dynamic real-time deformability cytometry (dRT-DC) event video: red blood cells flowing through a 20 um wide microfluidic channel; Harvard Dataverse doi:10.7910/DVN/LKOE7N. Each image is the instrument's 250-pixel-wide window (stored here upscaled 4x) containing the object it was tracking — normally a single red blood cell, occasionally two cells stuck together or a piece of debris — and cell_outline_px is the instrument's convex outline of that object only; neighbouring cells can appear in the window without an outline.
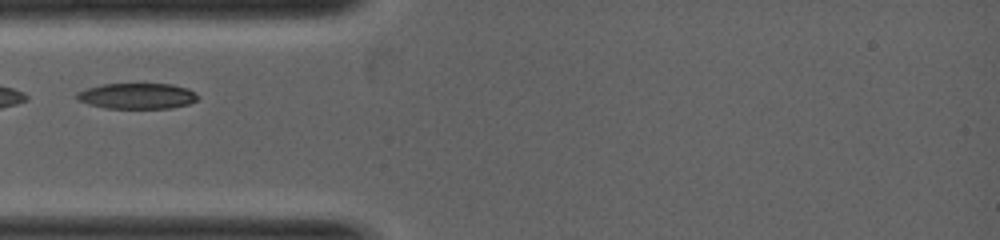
{"species": "common noctule bat (a hibernating species)", "species_latin": "Nyctalus noctula", "temperature_condition": "warm", "stored_images_in_passage": 3, "camera_frame_rate_fps": 5000, "um_per_image_px": 0.085, "animal": {"sex": "female", "body_mass_g": 19.0, "forearm_length_mm": 53.3}, "frame": {"image": 1, "passage_image": 1, "time_ms": 0.0, "image_size_px": [1000, 240], "cell_outline_px": [[200, 96], [196, 100], [188, 104], [172, 108], [104, 108], [88, 104], [76, 100], [76, 92], [100, 84], [172, 84], [188, 88], [196, 92]], "centroid_in_image_um": [11.66, 8.16], "position_along_channel_um": 73.3, "area_um2": 18.32}}